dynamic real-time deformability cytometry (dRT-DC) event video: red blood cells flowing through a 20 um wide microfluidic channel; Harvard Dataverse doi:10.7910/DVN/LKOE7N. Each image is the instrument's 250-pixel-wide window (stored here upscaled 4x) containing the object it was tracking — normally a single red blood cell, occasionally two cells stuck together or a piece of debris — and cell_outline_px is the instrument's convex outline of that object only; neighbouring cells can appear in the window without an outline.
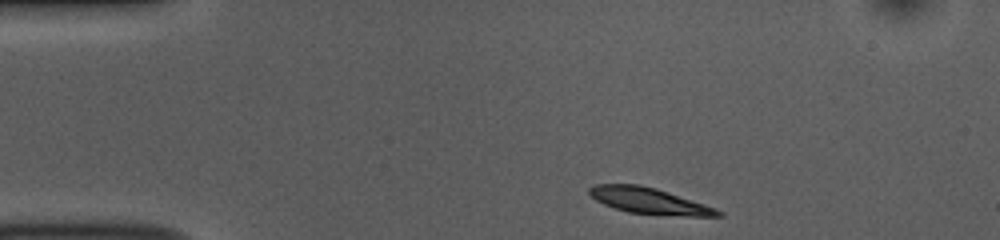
{"species": "common noctule bat (a hibernating species)", "species_latin": "Nyctalus noctula", "temperature_condition": "room temperature", "stored_images_in_passage": 45, "camera_frame_rate_fps": 3000, "um_per_image_px": 0.085, "animal": {"sex": "female", "body_mass_g": 10.0, "forearm_length_mm": 53.1}, "frame": {"image": 1, "passage_image": 1, "time_ms": 0.0, "image_size_px": [1000, 240], "cell_outline_px": [[724, 216], [688, 216], [628, 212], [604, 204], [588, 196], [588, 188], [596, 184], [640, 184], [656, 188], [716, 208], [724, 212]], "centroid_in_image_um": [55.17, 17.06], "position_along_channel_um": 29.8, "area_um2": 19.42}}
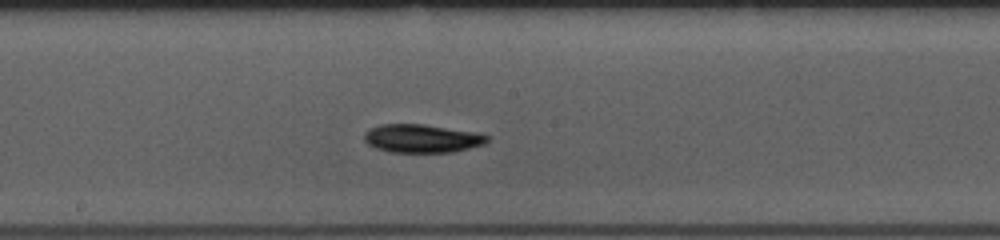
{"frame": {"image": 2, "passage_image": 20, "time_ms": 6.333, "image_size_px": [1000, 240], "cell_outline_px": [[492, 136], [484, 144], [452, 152], [388, 152], [376, 148], [368, 144], [364, 140], [364, 132], [368, 128], [380, 124], [424, 124], [480, 132]], "centroid_in_image_um": [35.88, 11.75], "position_along_channel_um": 212.3, "area_um2": 20.63}}
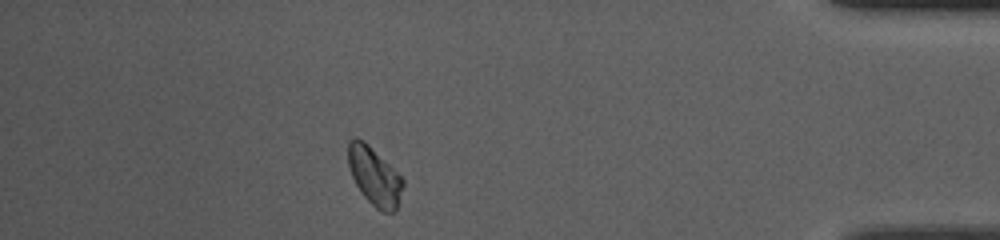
{"frame": {"image": 3, "passage_image": 39, "time_ms": 12.667, "image_size_px": [1000, 240], "cell_outline_px": [[404, 184], [396, 208], [392, 212], [380, 212], [360, 192], [352, 176], [348, 164], [348, 140], [356, 136], [364, 140], [404, 180]], "centroid_in_image_um": [31.8, 14.96], "position_along_channel_um": 403.4, "area_um2": 18.32}, "authors_computed_cell_mechanics": {"area_um2": 19.363, "velocity_mm_per_s": 3.701, "shape_relaxation_time_tau1_ms": 2.864, "shape_relaxation_time_tau2_ms": null, "deformation_change_tau1": 0.0859, "deformation_change_tau2": null}}